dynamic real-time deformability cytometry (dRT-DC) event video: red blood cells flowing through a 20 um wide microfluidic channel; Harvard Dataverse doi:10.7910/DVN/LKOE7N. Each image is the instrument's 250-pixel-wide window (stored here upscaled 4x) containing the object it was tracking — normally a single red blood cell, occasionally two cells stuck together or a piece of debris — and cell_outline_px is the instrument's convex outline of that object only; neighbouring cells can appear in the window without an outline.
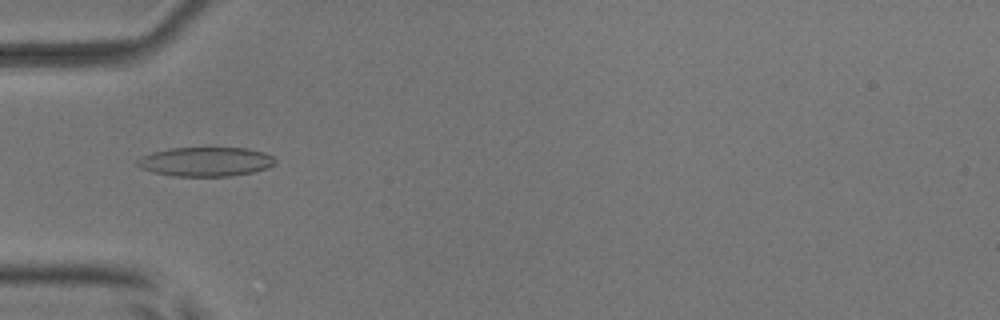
{"species": "common noctule bat (a hibernating species)", "species_latin": "Nyctalus noctula", "temperature_condition": "room temperature", "stored_images_in_passage": 52, "camera_frame_rate_fps": 3000, "um_per_image_px": 0.085, "animal": {"sex": "male", "body_mass_g": 17.9, "forearm_length_mm": 54.2}, "frame": {"image": 1, "passage_image": 17, "time_ms": 5.333, "image_size_px": [1000, 320], "cell_outline_px": [[276, 160], [268, 168], [252, 172], [228, 176], [172, 176], [152, 172], [140, 168], [136, 164], [136, 160], [152, 152], [172, 148], [248, 148], [264, 152], [272, 156]], "centroid_in_image_um": [17.46, 13.74], "position_along_channel_um": 67.5, "area_um2": 23.41}}
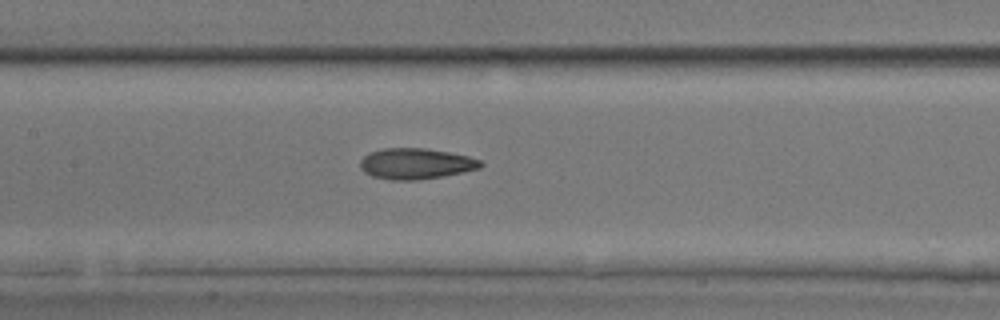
{"frame": {"image": 2, "passage_image": 25, "time_ms": 8.0, "image_size_px": [1000, 320], "cell_outline_px": [[484, 164], [480, 168], [464, 172], [444, 176], [416, 180], [392, 180], [372, 176], [364, 172], [360, 168], [360, 160], [368, 152], [384, 148], [424, 148], [448, 152], [468, 156], [480, 160]], "centroid_in_image_um": [35.33, 13.91], "position_along_channel_um": 172.1, "area_um2": 21.73}}
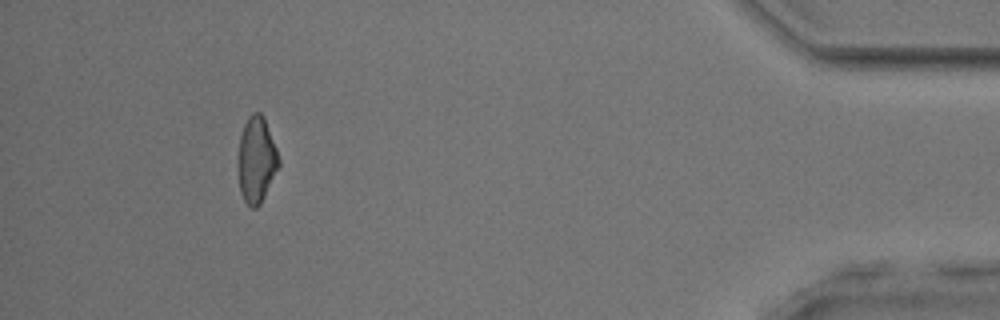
{"frame": {"image": 3, "passage_image": 48, "time_ms": 15.667, "image_size_px": [1000, 320], "cell_outline_px": [[280, 164], [260, 204], [256, 208], [252, 208], [244, 200], [240, 192], [240, 136], [244, 124], [248, 116], [252, 112], [260, 112], [264, 116], [276, 148], [280, 160]], "centroid_in_image_um": [21.83, 13.55], "position_along_channel_um": 413.4, "area_um2": 19.83}, "authors_computed_cell_mechanics": {"area_um2": 21.2993, "velocity_mm_per_s": 3.9464, "shape_relaxation_time_tau1_ms": 5.0099, "shape_relaxation_time_tau2_ms": 1.602, "deformation_change_tau1": 0.1405, "deformation_change_tau2": 0.0917}}